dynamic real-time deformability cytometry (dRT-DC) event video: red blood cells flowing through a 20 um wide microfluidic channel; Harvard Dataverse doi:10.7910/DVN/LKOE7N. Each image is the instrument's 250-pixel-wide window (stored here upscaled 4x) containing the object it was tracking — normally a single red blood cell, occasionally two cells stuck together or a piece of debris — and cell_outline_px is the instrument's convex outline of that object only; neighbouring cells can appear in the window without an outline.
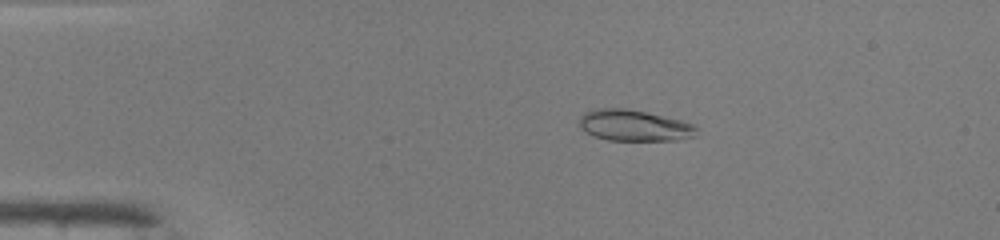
{"species": "common noctule bat (a hibernating species)", "species_latin": "Nyctalus noctula", "temperature_condition": "warm", "stored_images_in_passage": 41, "camera_frame_rate_fps": 3000, "um_per_image_px": 0.085, "animal": {"sex": "male", "body_mass_g": 19.0, "forearm_length_mm": 50.8}, "frame": {"image": 1, "passage_image": 2, "time_ms": 0.333, "image_size_px": [1000, 240], "cell_outline_px": [[700, 128], [696, 136], [680, 140], [608, 140], [592, 136], [580, 128], [580, 116], [584, 112], [596, 108], [624, 108], [648, 112], [696, 124]], "centroid_in_image_um": [53.95, 10.67], "position_along_channel_um": 31.1, "area_um2": 21.68}}
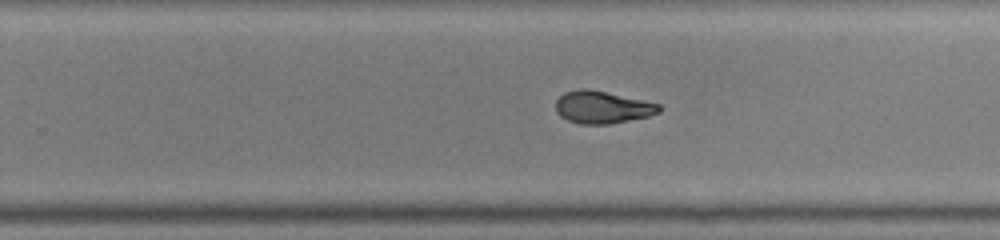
{"frame": {"image": 2, "passage_image": 24, "time_ms": 7.667, "image_size_px": [1000, 240], "cell_outline_px": [[660, 112], [648, 116], [612, 124], [580, 124], [568, 120], [560, 116], [556, 112], [556, 100], [564, 92], [580, 88], [588, 88], [660, 104]], "centroid_in_image_um": [51.16, 9.11], "position_along_channel_um": 278.6, "area_um2": 19.48}}
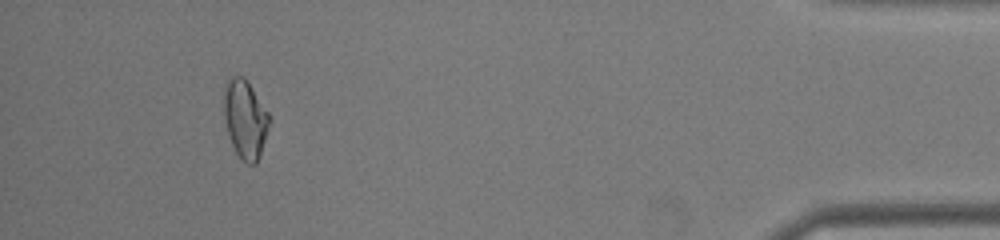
{"frame": {"image": 3, "passage_image": 38, "time_ms": 12.333, "image_size_px": [1000, 240], "cell_outline_px": [[272, 120], [256, 164], [248, 164], [236, 152], [232, 144], [224, 120], [224, 88], [228, 80], [232, 76], [244, 76], [248, 80], [268, 112]], "centroid_in_image_um": [20.86, 10.08], "position_along_channel_um": 414.3, "area_um2": 20.75}, "authors_computed_cell_mechanics": {"area_um2": 20.1722, "velocity_mm_per_s": 4.1661, "shape_relaxation_time_tau1_ms": null, "shape_relaxation_time_tau2_ms": 1.3609, "deformation_change_tau1": null, "deformation_change_tau2": 0.0582}}